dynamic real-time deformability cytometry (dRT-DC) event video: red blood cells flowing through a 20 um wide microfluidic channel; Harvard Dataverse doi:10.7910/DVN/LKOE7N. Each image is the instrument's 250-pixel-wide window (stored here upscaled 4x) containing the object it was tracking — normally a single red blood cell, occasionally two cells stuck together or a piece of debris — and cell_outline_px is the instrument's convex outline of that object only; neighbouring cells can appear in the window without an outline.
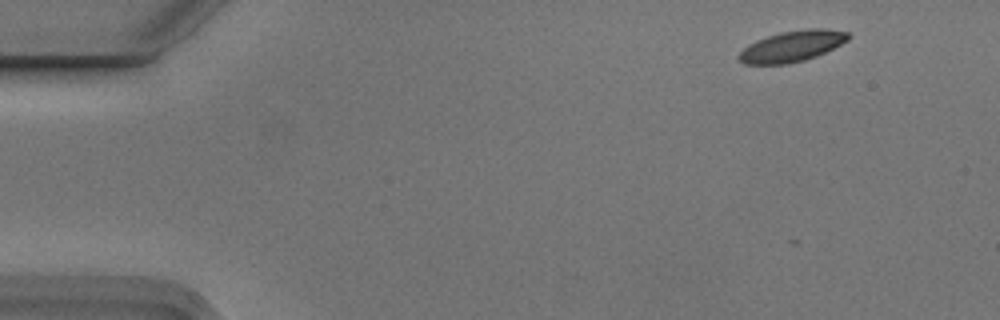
{"species": "Egyptian fruit bat (a non-hibernating species)", "species_latin": "Rousettus aegyptiacus", "temperature_condition": "cold", "stored_images_in_passage": 7, "camera_frame_rate_fps": 3000, "um_per_image_px": 0.085, "animal": {"sex": "male"}, "frame": {"image": 1, "passage_image": 1, "time_ms": 0.0, "image_size_px": [1000, 320], "cell_outline_px": [[852, 36], [848, 40], [816, 56], [804, 60], [788, 64], [744, 64], [736, 56], [748, 44], [756, 40], [780, 32], [808, 28], [824, 28], [848, 32]], "centroid_in_image_um": [67.32, 3.92], "position_along_channel_um": 17.7, "area_um2": 19.71}}
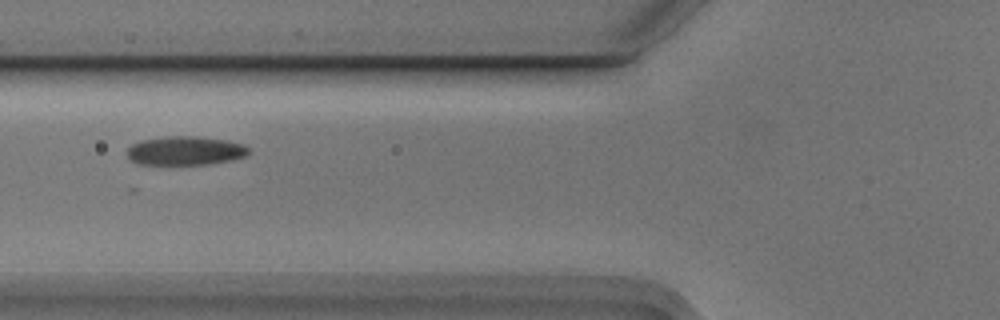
{"frame": {"image": 2, "passage_image": 5, "time_ms": 1.333, "image_size_px": [1000, 320], "cell_outline_px": [[248, 156], [208, 164], [136, 164], [128, 156], [128, 148], [132, 144], [140, 140], [168, 136], [196, 136], [228, 140], [244, 144], [248, 148]], "centroid_in_image_um": [15.75, 12.8], "position_along_channel_um": 110.0, "area_um2": 20.4}}
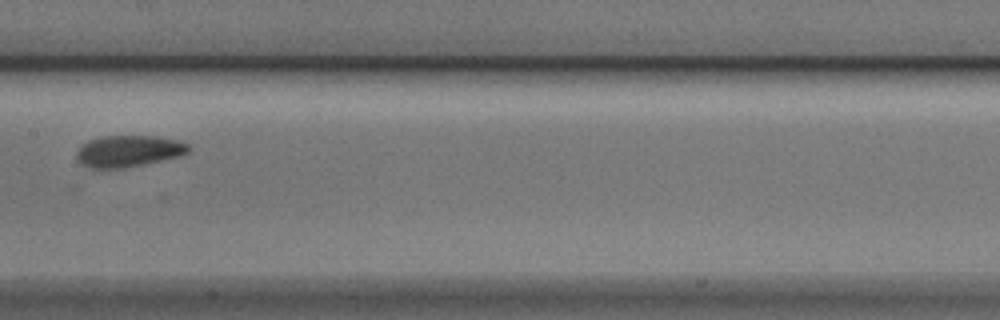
{"frame": {"image": 3, "passage_image": 7, "time_ms": 2.0, "image_size_px": [1000, 320], "cell_outline_px": [[192, 148], [188, 152], [180, 156], [120, 168], [92, 168], [76, 160], [76, 152], [88, 140], [104, 136], [156, 136], [180, 140], [188, 144]], "centroid_in_image_um": [10.95, 12.82], "position_along_channel_um": 196.4, "area_um2": 20.35}}